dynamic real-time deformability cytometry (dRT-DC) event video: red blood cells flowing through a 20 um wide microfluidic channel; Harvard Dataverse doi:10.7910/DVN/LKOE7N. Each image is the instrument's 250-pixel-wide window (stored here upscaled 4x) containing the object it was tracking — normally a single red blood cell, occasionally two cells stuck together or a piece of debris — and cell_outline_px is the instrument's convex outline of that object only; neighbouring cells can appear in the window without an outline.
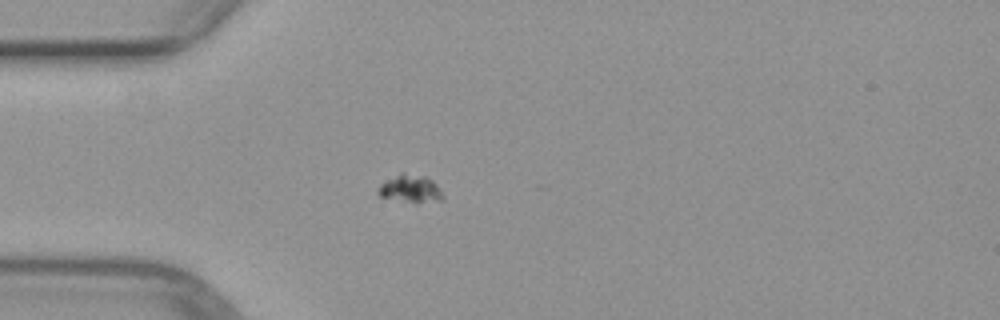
{"species": "common noctule bat (a hibernating species)", "species_latin": "Nyctalus noctula", "temperature_condition": "warm", "stored_images_in_passage": 44, "camera_frame_rate_fps": 3000, "um_per_image_px": 0.085, "animal": {"sex": "female", "body_mass_g": 29.2, "forearm_length_mm": 56.3}, "frame": {"image": 1, "passage_image": 15, "time_ms": 4.667, "image_size_px": [1000, 320], "cell_outline_px": [[444, 200], [416, 204], [380, 196], [376, 192], [380, 184], [400, 172], [404, 172], [424, 176], [432, 180], [436, 184], [444, 196]], "centroid_in_image_um": [34.9, 16.06], "position_along_channel_um": 50.1, "area_um2": 10.69}}
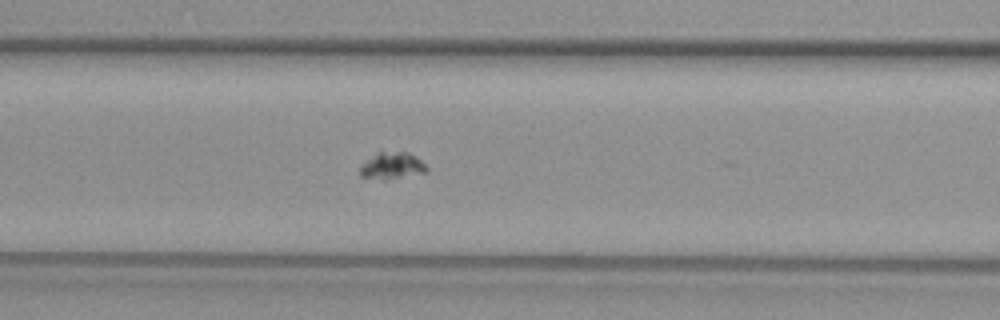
{"frame": {"image": 2, "passage_image": 22, "time_ms": 7.0, "image_size_px": [1000, 320], "cell_outline_px": [[428, 172], [384, 180], [360, 176], [360, 168], [380, 148], [408, 152], [416, 156], [428, 168]], "centroid_in_image_um": [33.34, 14.04], "position_along_channel_um": 133.3, "area_um2": 10.69}}
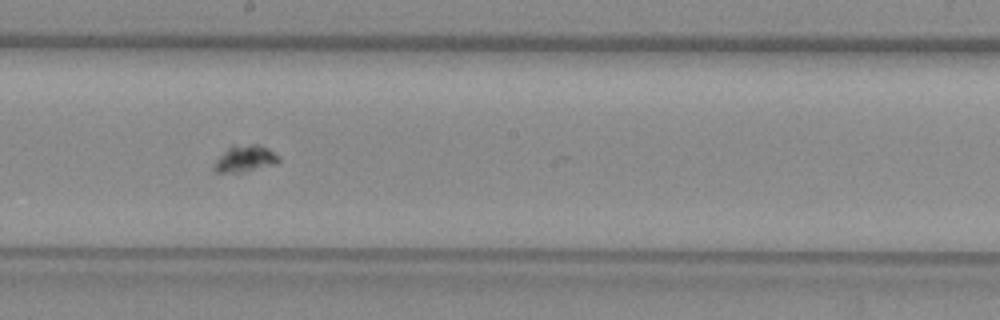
{"frame": {"image": 3, "passage_image": 29, "time_ms": 9.333, "image_size_px": [1000, 320], "cell_outline_px": [[280, 160], [276, 164], [240, 172], [216, 172], [212, 168], [212, 164], [232, 144], [260, 144], [268, 148], [280, 156]], "centroid_in_image_um": [20.83, 13.46], "position_along_channel_um": 227.4, "area_um2": 10.12}}